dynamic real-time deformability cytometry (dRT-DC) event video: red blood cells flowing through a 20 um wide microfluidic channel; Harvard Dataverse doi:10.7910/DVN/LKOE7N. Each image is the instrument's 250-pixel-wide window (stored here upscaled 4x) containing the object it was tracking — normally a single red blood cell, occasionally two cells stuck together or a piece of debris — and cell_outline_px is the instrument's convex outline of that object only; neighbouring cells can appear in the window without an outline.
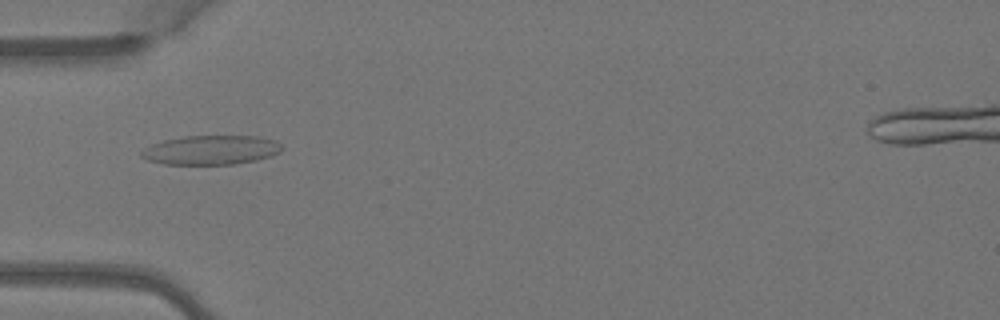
{"species": "Egyptian fruit bat (a non-hibernating species)", "species_latin": "Rousettus aegyptiacus", "temperature_condition": "warm", "stored_images_in_passage": 5, "camera_frame_rate_fps": 3000, "um_per_image_px": 0.085, "animal": {"sex": "female"}, "frame": {"image": 1, "passage_image": 4, "time_ms": 1.0, "image_size_px": [1000, 320], "cell_outline_px": [[284, 148], [280, 152], [272, 156], [256, 160], [236, 164], [164, 164], [148, 160], [140, 156], [140, 152], [144, 148], [152, 144], [164, 140], [184, 136], [260, 136], [276, 140]], "centroid_in_image_um": [17.97, 12.75], "position_along_channel_um": 67.0, "area_um2": 24.1}}
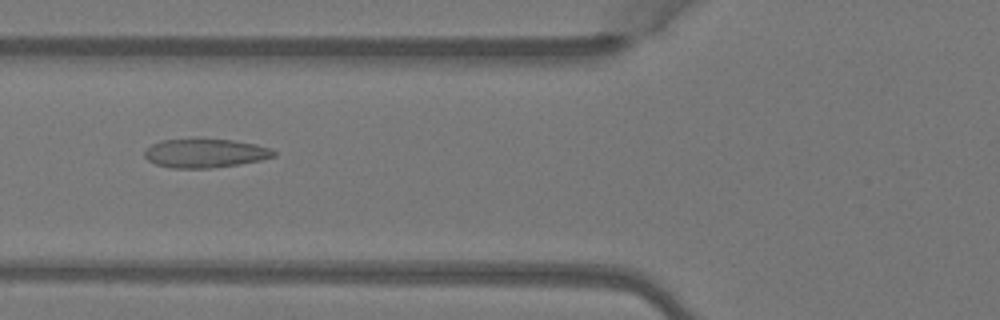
{"frame": {"image": 2, "passage_image": 5, "time_ms": 1.333, "image_size_px": [1000, 320], "cell_outline_px": [[276, 156], [260, 160], [240, 164], [208, 168], [172, 168], [156, 164], [148, 160], [144, 156], [144, 148], [160, 140], [232, 140], [256, 144], [268, 148], [276, 152]], "centroid_in_image_um": [17.41, 13.03], "position_along_channel_um": 108.4, "area_um2": 21.44}}